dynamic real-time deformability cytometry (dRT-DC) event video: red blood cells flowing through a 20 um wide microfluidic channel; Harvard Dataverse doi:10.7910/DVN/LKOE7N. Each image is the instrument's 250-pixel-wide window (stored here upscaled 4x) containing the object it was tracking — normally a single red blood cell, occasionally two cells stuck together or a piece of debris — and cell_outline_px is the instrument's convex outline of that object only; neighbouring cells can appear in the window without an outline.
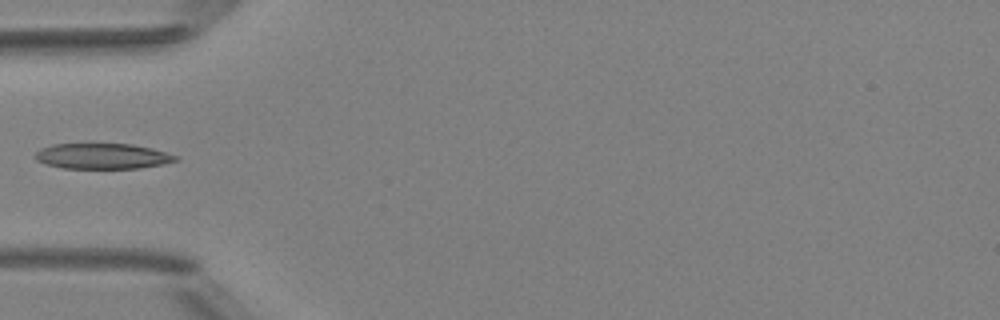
{"species": "Egyptian fruit bat (a non-hibernating species)", "species_latin": "Rousettus aegyptiacus", "temperature_condition": "room temperature", "stored_images_in_passage": 6, "camera_frame_rate_fps": 3000, "um_per_image_px": 0.085, "animal": {"sex": "female"}, "frame": {"image": 1, "passage_image": 5, "time_ms": 4.667, "image_size_px": [1000, 320], "cell_outline_px": [[180, 160], [164, 164], [140, 168], [64, 168], [48, 164], [36, 160], [36, 152], [40, 148], [52, 144], [132, 144], [152, 148], [180, 156]], "centroid_in_image_um": [8.78, 13.27], "position_along_channel_um": 76.2, "area_um2": 20.92}}
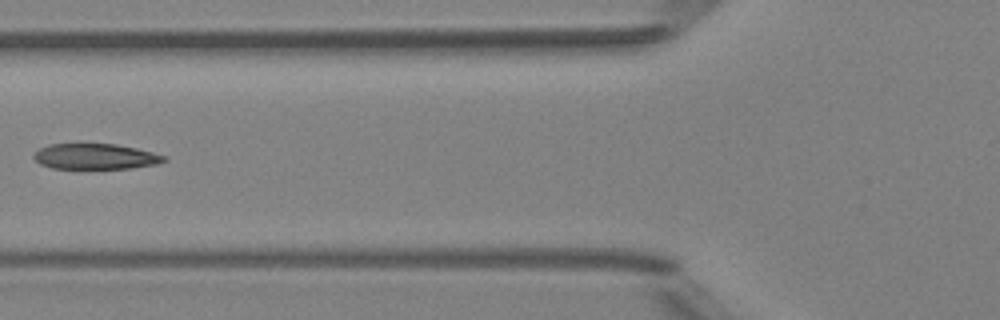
{"frame": {"image": 2, "passage_image": 6, "time_ms": 5.667, "image_size_px": [1000, 320], "cell_outline_px": [[168, 160], [156, 164], [132, 168], [52, 168], [40, 164], [32, 156], [40, 148], [48, 144], [116, 144], [136, 148], [168, 156]], "centroid_in_image_um": [8.14, 13.3], "position_along_channel_um": 117.7, "area_um2": 19.36}}